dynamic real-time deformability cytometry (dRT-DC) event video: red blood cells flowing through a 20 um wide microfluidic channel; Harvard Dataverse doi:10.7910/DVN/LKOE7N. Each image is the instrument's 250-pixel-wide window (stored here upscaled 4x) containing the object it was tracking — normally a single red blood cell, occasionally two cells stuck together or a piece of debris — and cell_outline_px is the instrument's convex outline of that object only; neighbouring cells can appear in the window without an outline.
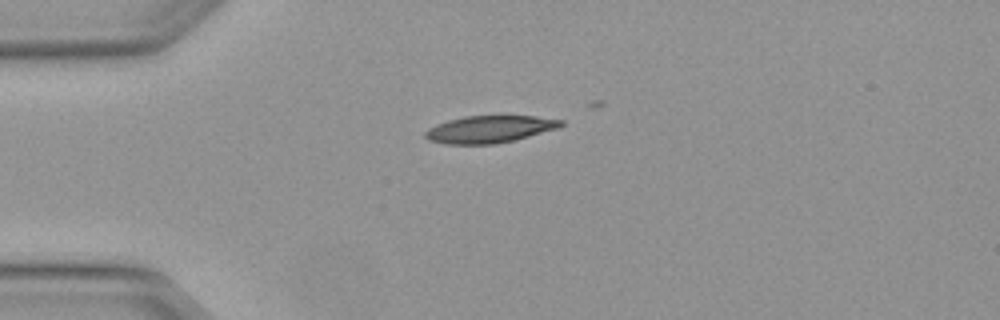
{"species": "Egyptian fruit bat (a non-hibernating species)", "species_latin": "Rousettus aegyptiacus", "temperature_condition": "warm", "stored_images_in_passage": 3, "camera_frame_rate_fps": 3000, "um_per_image_px": 0.085, "animal": {"sex": "female"}, "frame": {"image": 1, "passage_image": 1, "time_ms": 0.0, "image_size_px": [1000, 320], "cell_outline_px": [[564, 124], [560, 128], [496, 144], [444, 144], [428, 140], [424, 136], [424, 132], [428, 128], [436, 124], [448, 120], [464, 116], [536, 116], [564, 120]], "centroid_in_image_um": [41.6, 10.98], "position_along_channel_um": 43.4, "area_um2": 21.56}}
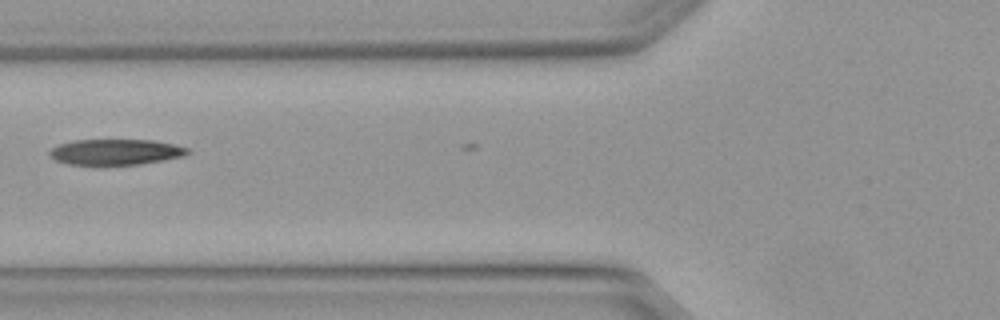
{"frame": {"image": 2, "passage_image": 3, "time_ms": 0.667, "image_size_px": [1000, 320], "cell_outline_px": [[192, 152], [184, 156], [164, 160], [140, 164], [104, 168], [96, 168], [68, 164], [56, 160], [48, 156], [48, 152], [52, 148], [60, 144], [76, 140], [152, 140], [172, 144], [188, 148]], "centroid_in_image_um": [9.78, 12.98], "position_along_channel_um": 116.0, "area_um2": 21.68}}